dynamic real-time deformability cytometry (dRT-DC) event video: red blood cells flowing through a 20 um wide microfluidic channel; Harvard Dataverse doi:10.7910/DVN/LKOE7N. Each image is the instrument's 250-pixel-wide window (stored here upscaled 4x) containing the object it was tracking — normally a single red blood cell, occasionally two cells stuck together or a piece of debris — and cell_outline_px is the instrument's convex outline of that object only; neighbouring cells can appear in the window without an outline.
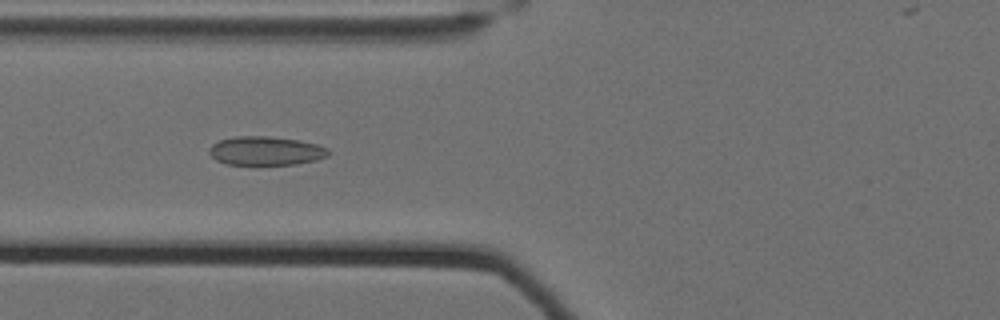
{"species": "Egyptian fruit bat (a non-hibernating species)", "species_latin": "Rousettus aegyptiacus", "temperature_condition": "cold", "stored_images_in_passage": 61, "camera_frame_rate_fps": 3000, "um_per_image_px": 0.085, "animal": {"sex": "female"}, "frame": {"image": 1, "passage_image": 27, "time_ms": 8.667, "image_size_px": [1000, 320], "cell_outline_px": [[332, 152], [328, 156], [316, 160], [296, 164], [228, 164], [216, 160], [208, 152], [208, 148], [212, 144], [220, 140], [236, 136], [268, 136], [300, 140], [316, 144], [328, 148]], "centroid_in_image_um": [22.61, 12.81], "position_along_channel_um": 103.2, "area_um2": 20.06}}
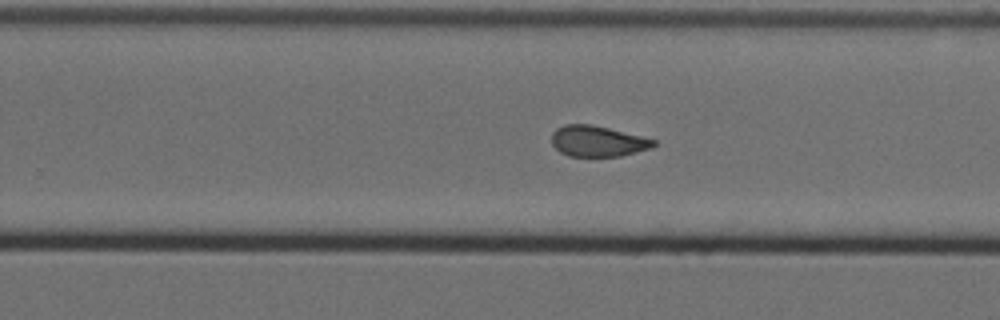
{"frame": {"image": 2, "passage_image": 42, "time_ms": 13.667, "image_size_px": [1000, 320], "cell_outline_px": [[656, 144], [652, 148], [620, 156], [568, 156], [560, 152], [552, 144], [552, 132], [556, 128], [564, 124], [592, 124], [656, 140]], "centroid_in_image_um": [50.78, 12.0], "position_along_channel_um": 279.0, "area_um2": 18.26}}
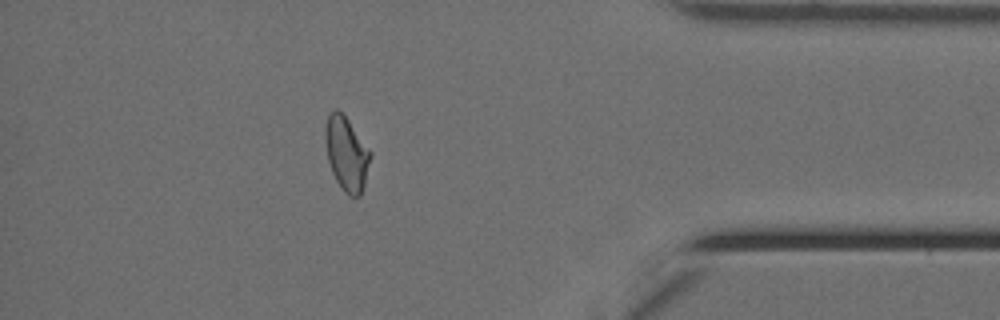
{"frame": {"image": 3, "passage_image": 55, "time_ms": 18.0, "image_size_px": [1000, 320], "cell_outline_px": [[372, 156], [364, 184], [360, 196], [348, 196], [340, 188], [332, 172], [328, 160], [324, 140], [324, 128], [328, 116], [332, 108], [336, 108], [348, 120], [372, 152]], "centroid_in_image_um": [29.44, 13.06], "position_along_channel_um": 405.8, "area_um2": 19.59}, "authors_computed_cell_mechanics": {"area_um2": 19.7098, "velocity_mm_per_s": 3.5077, "shape_relaxation_time_tau1_ms": null, "shape_relaxation_time_tau2_ms": 1.8394, "deformation_change_tau1": null, "deformation_change_tau2": 0.0894}}